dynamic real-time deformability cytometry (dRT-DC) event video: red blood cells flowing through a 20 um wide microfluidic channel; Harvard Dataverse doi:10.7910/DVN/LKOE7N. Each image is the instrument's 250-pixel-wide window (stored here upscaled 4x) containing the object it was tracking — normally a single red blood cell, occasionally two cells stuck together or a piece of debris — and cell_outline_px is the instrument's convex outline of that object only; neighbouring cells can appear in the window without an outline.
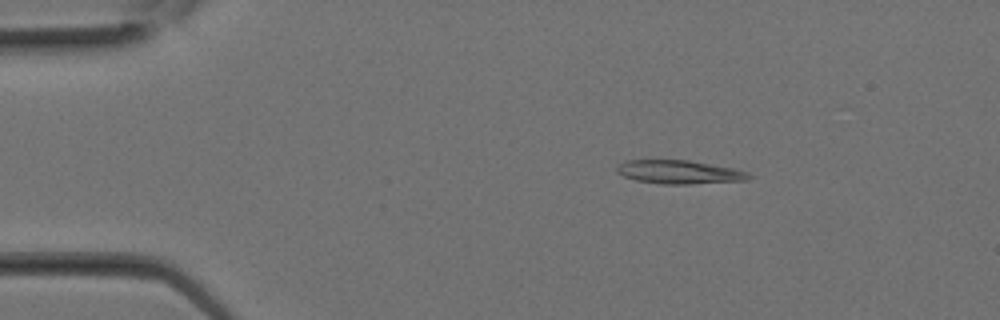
{"species": "Egyptian fruit bat (a non-hibernating species)", "species_latin": "Rousettus aegyptiacus", "temperature_condition": "room temperature", "stored_images_in_passage": 8, "camera_frame_rate_fps": 3000, "um_per_image_px": 0.085, "animal": {"sex": "female"}, "frame": {"image": 1, "passage_image": 1, "time_ms": 0.0, "image_size_px": [1000, 320], "cell_outline_px": [[752, 176], [744, 180], [688, 184], [660, 184], [636, 180], [624, 176], [616, 172], [616, 164], [624, 160], [688, 160], [732, 168], [748, 172]], "centroid_in_image_um": [57.65, 14.62], "position_along_channel_um": 27.3, "area_um2": 18.03}}
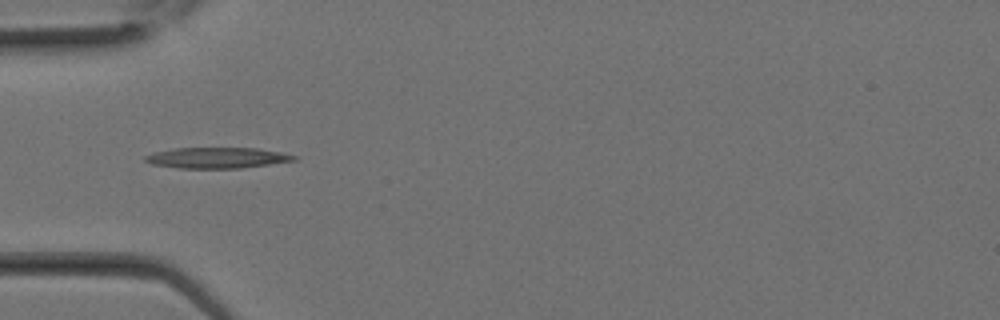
{"frame": {"image": 2, "passage_image": 5, "time_ms": 1.333, "image_size_px": [1000, 320], "cell_outline_px": [[296, 160], [240, 168], [180, 168], [152, 164], [144, 160], [144, 156], [152, 152], [176, 148], [256, 148], [280, 152], [296, 156]], "centroid_in_image_um": [18.4, 13.41], "position_along_channel_um": 66.6, "area_um2": 17.86}}
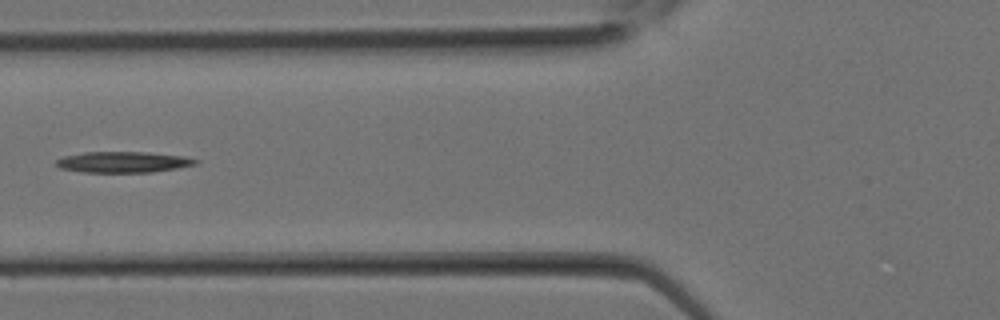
{"frame": {"image": 3, "passage_image": 7, "time_ms": 2.0, "image_size_px": [1000, 320], "cell_outline_px": [[200, 160], [196, 164], [176, 168], [152, 172], [84, 172], [60, 168], [56, 164], [56, 160], [64, 156], [84, 152], [148, 152], [184, 156]], "centroid_in_image_um": [10.48, 13.77], "position_along_channel_um": 115.3, "area_um2": 16.94}}